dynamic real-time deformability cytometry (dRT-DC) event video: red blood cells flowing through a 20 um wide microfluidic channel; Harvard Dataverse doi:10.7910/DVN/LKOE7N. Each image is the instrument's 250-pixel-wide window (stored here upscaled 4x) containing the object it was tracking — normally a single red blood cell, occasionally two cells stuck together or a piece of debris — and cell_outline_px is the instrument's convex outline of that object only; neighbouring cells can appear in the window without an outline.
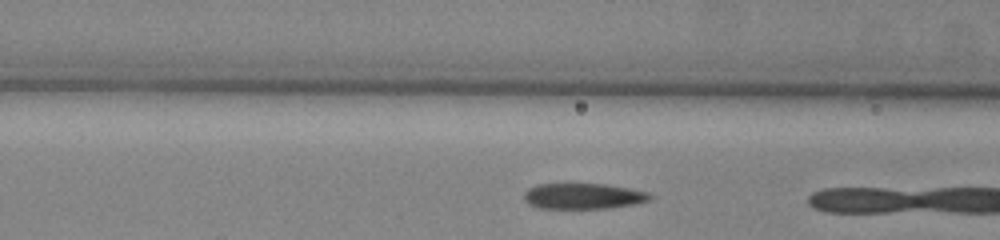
{"species": "common noctule bat (a hibernating species)", "species_latin": "Nyctalus noctula", "temperature_condition": "warm", "stored_images_in_passage": 9, "camera_frame_rate_fps": 3000, "um_per_image_px": 0.085, "animal": {"sex": "male", "body_mass_g": 13.0, "forearm_length_mm": 53.1}, "frame": {"image": 1, "passage_image": 4, "time_ms": 1.0, "image_size_px": [1000, 240], "cell_outline_px": [[652, 196], [648, 200], [636, 204], [612, 208], [540, 208], [528, 204], [524, 200], [524, 192], [528, 188], [540, 184], [604, 184], [628, 188], [648, 192]], "centroid_in_image_um": [49.56, 16.67], "position_along_channel_um": 117.0, "area_um2": 18.84}}
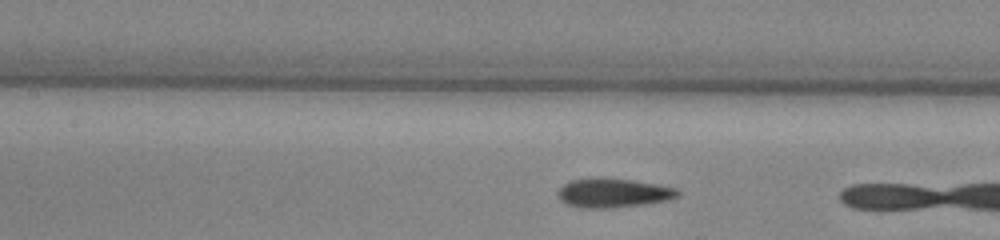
{"frame": {"image": 2, "passage_image": 7, "time_ms": 2.0, "image_size_px": [1000, 240], "cell_outline_px": [[680, 196], [672, 200], [648, 204], [604, 208], [584, 208], [564, 204], [556, 196], [556, 192], [564, 184], [572, 180], [632, 180], [656, 184], [676, 188], [680, 192]], "centroid_in_image_um": [52.17, 16.45], "position_along_channel_um": 155.2, "area_um2": 20.0}}